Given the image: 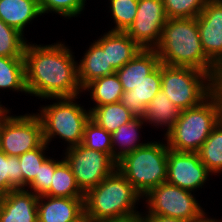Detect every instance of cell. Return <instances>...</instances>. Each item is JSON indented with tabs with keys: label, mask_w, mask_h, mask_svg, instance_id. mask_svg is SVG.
<instances>
[{
	"label": "cell",
	"mask_w": 222,
	"mask_h": 222,
	"mask_svg": "<svg viewBox=\"0 0 222 222\" xmlns=\"http://www.w3.org/2000/svg\"><path fill=\"white\" fill-rule=\"evenodd\" d=\"M73 52L62 42L34 45L24 51L28 94L42 99L75 97L83 92Z\"/></svg>",
	"instance_id": "6da1fadb"
},
{
	"label": "cell",
	"mask_w": 222,
	"mask_h": 222,
	"mask_svg": "<svg viewBox=\"0 0 222 222\" xmlns=\"http://www.w3.org/2000/svg\"><path fill=\"white\" fill-rule=\"evenodd\" d=\"M155 50L164 65L193 67L218 81L220 69L202 49L196 18L167 19Z\"/></svg>",
	"instance_id": "7a4b0ae2"
},
{
	"label": "cell",
	"mask_w": 222,
	"mask_h": 222,
	"mask_svg": "<svg viewBox=\"0 0 222 222\" xmlns=\"http://www.w3.org/2000/svg\"><path fill=\"white\" fill-rule=\"evenodd\" d=\"M222 119V91L217 88L201 104L180 111L177 122L164 135L168 148L179 152H198Z\"/></svg>",
	"instance_id": "3957f363"
},
{
	"label": "cell",
	"mask_w": 222,
	"mask_h": 222,
	"mask_svg": "<svg viewBox=\"0 0 222 222\" xmlns=\"http://www.w3.org/2000/svg\"><path fill=\"white\" fill-rule=\"evenodd\" d=\"M142 195L116 169L84 194V212L94 221L121 219L135 214Z\"/></svg>",
	"instance_id": "277c9868"
},
{
	"label": "cell",
	"mask_w": 222,
	"mask_h": 222,
	"mask_svg": "<svg viewBox=\"0 0 222 222\" xmlns=\"http://www.w3.org/2000/svg\"><path fill=\"white\" fill-rule=\"evenodd\" d=\"M168 151L167 144L150 141L119 159L117 169L143 197L166 182Z\"/></svg>",
	"instance_id": "5b68a950"
},
{
	"label": "cell",
	"mask_w": 222,
	"mask_h": 222,
	"mask_svg": "<svg viewBox=\"0 0 222 222\" xmlns=\"http://www.w3.org/2000/svg\"><path fill=\"white\" fill-rule=\"evenodd\" d=\"M216 89L217 81L210 74L161 63V90L180 111L201 104Z\"/></svg>",
	"instance_id": "8992f818"
},
{
	"label": "cell",
	"mask_w": 222,
	"mask_h": 222,
	"mask_svg": "<svg viewBox=\"0 0 222 222\" xmlns=\"http://www.w3.org/2000/svg\"><path fill=\"white\" fill-rule=\"evenodd\" d=\"M78 97L49 98L55 99L50 105L41 106V113H37L43 125V139L49 145L52 138L60 136L67 141V148L82 143L84 127L90 119V110L81 107L73 101Z\"/></svg>",
	"instance_id": "52a82bcc"
},
{
	"label": "cell",
	"mask_w": 222,
	"mask_h": 222,
	"mask_svg": "<svg viewBox=\"0 0 222 222\" xmlns=\"http://www.w3.org/2000/svg\"><path fill=\"white\" fill-rule=\"evenodd\" d=\"M144 197L148 207V214L145 215H160L194 222L205 213L190 191L167 182L152 188Z\"/></svg>",
	"instance_id": "ba28073f"
},
{
	"label": "cell",
	"mask_w": 222,
	"mask_h": 222,
	"mask_svg": "<svg viewBox=\"0 0 222 222\" xmlns=\"http://www.w3.org/2000/svg\"><path fill=\"white\" fill-rule=\"evenodd\" d=\"M66 150L64 159L84 194L117 169V162L107 153L89 149L82 144Z\"/></svg>",
	"instance_id": "9c48e42d"
},
{
	"label": "cell",
	"mask_w": 222,
	"mask_h": 222,
	"mask_svg": "<svg viewBox=\"0 0 222 222\" xmlns=\"http://www.w3.org/2000/svg\"><path fill=\"white\" fill-rule=\"evenodd\" d=\"M43 142V125L37 114L9 115L1 125L0 148L8 156L19 157Z\"/></svg>",
	"instance_id": "30bf717a"
},
{
	"label": "cell",
	"mask_w": 222,
	"mask_h": 222,
	"mask_svg": "<svg viewBox=\"0 0 222 222\" xmlns=\"http://www.w3.org/2000/svg\"><path fill=\"white\" fill-rule=\"evenodd\" d=\"M167 19L163 0H138L136 17L126 33L142 49H155Z\"/></svg>",
	"instance_id": "8fae6325"
},
{
	"label": "cell",
	"mask_w": 222,
	"mask_h": 222,
	"mask_svg": "<svg viewBox=\"0 0 222 222\" xmlns=\"http://www.w3.org/2000/svg\"><path fill=\"white\" fill-rule=\"evenodd\" d=\"M209 174L197 152H179L169 149L167 183L193 192L205 184Z\"/></svg>",
	"instance_id": "7c38bea8"
},
{
	"label": "cell",
	"mask_w": 222,
	"mask_h": 222,
	"mask_svg": "<svg viewBox=\"0 0 222 222\" xmlns=\"http://www.w3.org/2000/svg\"><path fill=\"white\" fill-rule=\"evenodd\" d=\"M205 55L222 69V0L209 1L196 17Z\"/></svg>",
	"instance_id": "4fadbf2b"
},
{
	"label": "cell",
	"mask_w": 222,
	"mask_h": 222,
	"mask_svg": "<svg viewBox=\"0 0 222 222\" xmlns=\"http://www.w3.org/2000/svg\"><path fill=\"white\" fill-rule=\"evenodd\" d=\"M38 196L27 189L0 197V222H38Z\"/></svg>",
	"instance_id": "5bb4252c"
},
{
	"label": "cell",
	"mask_w": 222,
	"mask_h": 222,
	"mask_svg": "<svg viewBox=\"0 0 222 222\" xmlns=\"http://www.w3.org/2000/svg\"><path fill=\"white\" fill-rule=\"evenodd\" d=\"M37 209L38 222H73L84 213V197L39 196Z\"/></svg>",
	"instance_id": "9a60e30c"
},
{
	"label": "cell",
	"mask_w": 222,
	"mask_h": 222,
	"mask_svg": "<svg viewBox=\"0 0 222 222\" xmlns=\"http://www.w3.org/2000/svg\"><path fill=\"white\" fill-rule=\"evenodd\" d=\"M161 90V63L134 89L124 91L121 103L135 116L143 118L146 106Z\"/></svg>",
	"instance_id": "2e32d148"
},
{
	"label": "cell",
	"mask_w": 222,
	"mask_h": 222,
	"mask_svg": "<svg viewBox=\"0 0 222 222\" xmlns=\"http://www.w3.org/2000/svg\"><path fill=\"white\" fill-rule=\"evenodd\" d=\"M107 49L108 64L117 71L142 49L126 32L108 31L96 41Z\"/></svg>",
	"instance_id": "e0dca14e"
},
{
	"label": "cell",
	"mask_w": 222,
	"mask_h": 222,
	"mask_svg": "<svg viewBox=\"0 0 222 222\" xmlns=\"http://www.w3.org/2000/svg\"><path fill=\"white\" fill-rule=\"evenodd\" d=\"M159 64L160 60L155 49H141L131 61L115 72L123 91L134 89Z\"/></svg>",
	"instance_id": "ac0fdd59"
},
{
	"label": "cell",
	"mask_w": 222,
	"mask_h": 222,
	"mask_svg": "<svg viewBox=\"0 0 222 222\" xmlns=\"http://www.w3.org/2000/svg\"><path fill=\"white\" fill-rule=\"evenodd\" d=\"M82 58L77 64L78 81L82 89L93 80L116 72L108 64L107 49H103L96 40Z\"/></svg>",
	"instance_id": "d6986e66"
},
{
	"label": "cell",
	"mask_w": 222,
	"mask_h": 222,
	"mask_svg": "<svg viewBox=\"0 0 222 222\" xmlns=\"http://www.w3.org/2000/svg\"><path fill=\"white\" fill-rule=\"evenodd\" d=\"M41 15L38 0H0V19L22 34L26 25Z\"/></svg>",
	"instance_id": "ffe728a7"
},
{
	"label": "cell",
	"mask_w": 222,
	"mask_h": 222,
	"mask_svg": "<svg viewBox=\"0 0 222 222\" xmlns=\"http://www.w3.org/2000/svg\"><path fill=\"white\" fill-rule=\"evenodd\" d=\"M180 110L173 104L167 95L160 90L146 106L143 119L146 123L153 124L159 127L166 126L165 135L171 130L177 122ZM148 121V122H147Z\"/></svg>",
	"instance_id": "44dd1931"
},
{
	"label": "cell",
	"mask_w": 222,
	"mask_h": 222,
	"mask_svg": "<svg viewBox=\"0 0 222 222\" xmlns=\"http://www.w3.org/2000/svg\"><path fill=\"white\" fill-rule=\"evenodd\" d=\"M145 120L141 117H135L130 122L121 125L114 133L111 134L113 159L118 162L127 153L133 152L136 149L146 146L147 143H139V128L142 127ZM139 139V140H138ZM116 146L119 147L116 148Z\"/></svg>",
	"instance_id": "7402d4cb"
},
{
	"label": "cell",
	"mask_w": 222,
	"mask_h": 222,
	"mask_svg": "<svg viewBox=\"0 0 222 222\" xmlns=\"http://www.w3.org/2000/svg\"><path fill=\"white\" fill-rule=\"evenodd\" d=\"M90 118L112 134L135 116L121 102H117L90 108Z\"/></svg>",
	"instance_id": "603a6c76"
},
{
	"label": "cell",
	"mask_w": 222,
	"mask_h": 222,
	"mask_svg": "<svg viewBox=\"0 0 222 222\" xmlns=\"http://www.w3.org/2000/svg\"><path fill=\"white\" fill-rule=\"evenodd\" d=\"M82 90L90 92L94 107L120 102L124 92L116 73L95 79Z\"/></svg>",
	"instance_id": "cb8c5ba5"
},
{
	"label": "cell",
	"mask_w": 222,
	"mask_h": 222,
	"mask_svg": "<svg viewBox=\"0 0 222 222\" xmlns=\"http://www.w3.org/2000/svg\"><path fill=\"white\" fill-rule=\"evenodd\" d=\"M0 89L28 93L24 57L0 56Z\"/></svg>",
	"instance_id": "d4e9b609"
},
{
	"label": "cell",
	"mask_w": 222,
	"mask_h": 222,
	"mask_svg": "<svg viewBox=\"0 0 222 222\" xmlns=\"http://www.w3.org/2000/svg\"><path fill=\"white\" fill-rule=\"evenodd\" d=\"M45 195L64 198L84 197V193L78 187L75 176L64 158L61 161L56 160L50 190Z\"/></svg>",
	"instance_id": "484cf974"
},
{
	"label": "cell",
	"mask_w": 222,
	"mask_h": 222,
	"mask_svg": "<svg viewBox=\"0 0 222 222\" xmlns=\"http://www.w3.org/2000/svg\"><path fill=\"white\" fill-rule=\"evenodd\" d=\"M197 153L210 175L222 172V119Z\"/></svg>",
	"instance_id": "4316f807"
},
{
	"label": "cell",
	"mask_w": 222,
	"mask_h": 222,
	"mask_svg": "<svg viewBox=\"0 0 222 222\" xmlns=\"http://www.w3.org/2000/svg\"><path fill=\"white\" fill-rule=\"evenodd\" d=\"M19 158L8 156L0 148V197L12 190L23 189Z\"/></svg>",
	"instance_id": "83f0119b"
},
{
	"label": "cell",
	"mask_w": 222,
	"mask_h": 222,
	"mask_svg": "<svg viewBox=\"0 0 222 222\" xmlns=\"http://www.w3.org/2000/svg\"><path fill=\"white\" fill-rule=\"evenodd\" d=\"M26 44L22 33L0 19V56L24 57Z\"/></svg>",
	"instance_id": "f1b7e54d"
},
{
	"label": "cell",
	"mask_w": 222,
	"mask_h": 222,
	"mask_svg": "<svg viewBox=\"0 0 222 222\" xmlns=\"http://www.w3.org/2000/svg\"><path fill=\"white\" fill-rule=\"evenodd\" d=\"M81 144L89 149L107 153L113 158L111 134L91 118L85 124Z\"/></svg>",
	"instance_id": "f546056e"
},
{
	"label": "cell",
	"mask_w": 222,
	"mask_h": 222,
	"mask_svg": "<svg viewBox=\"0 0 222 222\" xmlns=\"http://www.w3.org/2000/svg\"><path fill=\"white\" fill-rule=\"evenodd\" d=\"M115 28L109 31L126 32L133 24L137 13L138 0H109Z\"/></svg>",
	"instance_id": "4dcf8cb0"
},
{
	"label": "cell",
	"mask_w": 222,
	"mask_h": 222,
	"mask_svg": "<svg viewBox=\"0 0 222 222\" xmlns=\"http://www.w3.org/2000/svg\"><path fill=\"white\" fill-rule=\"evenodd\" d=\"M46 148H48V144L44 141L38 148L27 151L18 157L23 174V189L34 180L41 164L48 158L44 154Z\"/></svg>",
	"instance_id": "1f68e13d"
},
{
	"label": "cell",
	"mask_w": 222,
	"mask_h": 222,
	"mask_svg": "<svg viewBox=\"0 0 222 222\" xmlns=\"http://www.w3.org/2000/svg\"><path fill=\"white\" fill-rule=\"evenodd\" d=\"M209 0H163L168 19L196 18Z\"/></svg>",
	"instance_id": "d6a6232c"
},
{
	"label": "cell",
	"mask_w": 222,
	"mask_h": 222,
	"mask_svg": "<svg viewBox=\"0 0 222 222\" xmlns=\"http://www.w3.org/2000/svg\"><path fill=\"white\" fill-rule=\"evenodd\" d=\"M86 0H38L41 14L56 12L64 18L77 17L84 10Z\"/></svg>",
	"instance_id": "836d02e7"
},
{
	"label": "cell",
	"mask_w": 222,
	"mask_h": 222,
	"mask_svg": "<svg viewBox=\"0 0 222 222\" xmlns=\"http://www.w3.org/2000/svg\"><path fill=\"white\" fill-rule=\"evenodd\" d=\"M55 168L56 160L50 157L47 158L41 164L38 175H36L34 180L27 186L28 189L30 188L31 192L33 191L32 193L38 197L45 195L50 190Z\"/></svg>",
	"instance_id": "e575fe53"
},
{
	"label": "cell",
	"mask_w": 222,
	"mask_h": 222,
	"mask_svg": "<svg viewBox=\"0 0 222 222\" xmlns=\"http://www.w3.org/2000/svg\"><path fill=\"white\" fill-rule=\"evenodd\" d=\"M146 222H187L178 218L160 216V215H145Z\"/></svg>",
	"instance_id": "d590c367"
},
{
	"label": "cell",
	"mask_w": 222,
	"mask_h": 222,
	"mask_svg": "<svg viewBox=\"0 0 222 222\" xmlns=\"http://www.w3.org/2000/svg\"><path fill=\"white\" fill-rule=\"evenodd\" d=\"M143 215L144 214L139 213L125 218L110 219L103 222H146Z\"/></svg>",
	"instance_id": "8d00e7d4"
},
{
	"label": "cell",
	"mask_w": 222,
	"mask_h": 222,
	"mask_svg": "<svg viewBox=\"0 0 222 222\" xmlns=\"http://www.w3.org/2000/svg\"><path fill=\"white\" fill-rule=\"evenodd\" d=\"M194 222H220V220L208 218V216L205 215V213L198 219H196Z\"/></svg>",
	"instance_id": "74e56055"
},
{
	"label": "cell",
	"mask_w": 222,
	"mask_h": 222,
	"mask_svg": "<svg viewBox=\"0 0 222 222\" xmlns=\"http://www.w3.org/2000/svg\"><path fill=\"white\" fill-rule=\"evenodd\" d=\"M73 222H94L85 212Z\"/></svg>",
	"instance_id": "f35d334b"
},
{
	"label": "cell",
	"mask_w": 222,
	"mask_h": 222,
	"mask_svg": "<svg viewBox=\"0 0 222 222\" xmlns=\"http://www.w3.org/2000/svg\"><path fill=\"white\" fill-rule=\"evenodd\" d=\"M1 104V102H0ZM9 109H7L6 107H4L2 104L0 105V115H8L9 113Z\"/></svg>",
	"instance_id": "ab89813d"
},
{
	"label": "cell",
	"mask_w": 222,
	"mask_h": 222,
	"mask_svg": "<svg viewBox=\"0 0 222 222\" xmlns=\"http://www.w3.org/2000/svg\"><path fill=\"white\" fill-rule=\"evenodd\" d=\"M7 116L8 115H0V128H1L3 121L6 119Z\"/></svg>",
	"instance_id": "60d3db41"
}]
</instances>
